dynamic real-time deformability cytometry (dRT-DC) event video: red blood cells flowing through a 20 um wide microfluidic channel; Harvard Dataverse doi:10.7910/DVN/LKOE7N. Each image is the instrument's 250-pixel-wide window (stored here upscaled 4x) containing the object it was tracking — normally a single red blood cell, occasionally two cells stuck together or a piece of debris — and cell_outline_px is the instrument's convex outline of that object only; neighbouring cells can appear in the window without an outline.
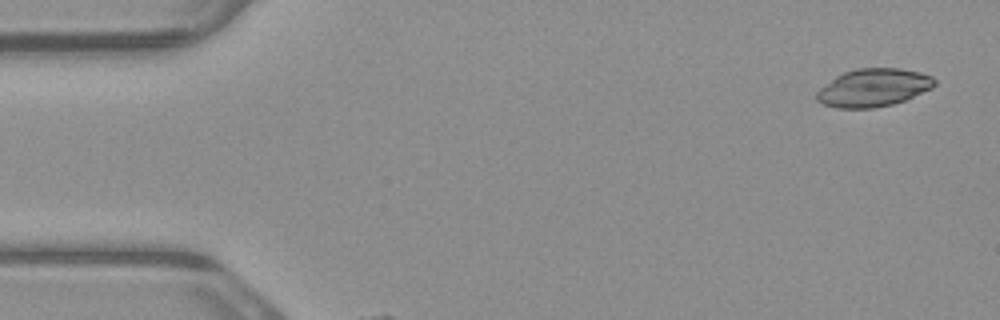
{"species": "common noctule bat (a hibernating species)", "species_latin": "Nyctalus noctula", "temperature_condition": "warm", "stored_images_in_passage": 6, "camera_frame_rate_fps": 3000, "um_per_image_px": 0.085, "animal": {"sex": "male", "body_mass_g": 23.1, "forearm_length_mm": 52.7}, "frame": {"image": 1, "passage_image": 1, "time_ms": 0.0, "image_size_px": [1000, 320], "cell_outline_px": [[936, 84], [932, 88], [904, 100], [892, 104], [872, 108], [836, 108], [824, 104], [816, 100], [816, 92], [820, 88], [836, 76], [844, 72], [856, 68], [900, 68], [920, 72], [932, 76], [936, 80]], "centroid_in_image_um": [74.24, 7.44], "position_along_channel_um": 10.8, "area_um2": 26.01}}
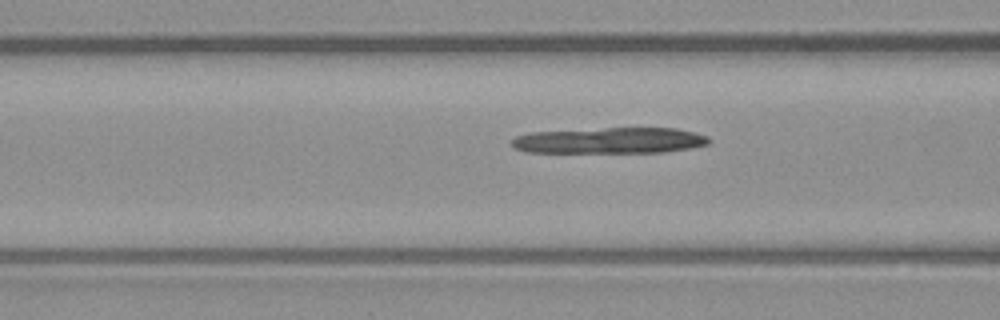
{"frame": {"image": 2, "passage_image": 6, "time_ms": 1.667, "image_size_px": [1000, 320], "cell_outline_px": [[712, 140], [708, 144], [688, 148], [664, 152], [524, 152], [512, 148], [512, 140], [516, 136], [528, 132], [604, 128], [676, 128], [708, 136]], "centroid_in_image_um": [51.8, 11.94], "position_along_channel_um": 114.8, "area_um2": 29.88}}